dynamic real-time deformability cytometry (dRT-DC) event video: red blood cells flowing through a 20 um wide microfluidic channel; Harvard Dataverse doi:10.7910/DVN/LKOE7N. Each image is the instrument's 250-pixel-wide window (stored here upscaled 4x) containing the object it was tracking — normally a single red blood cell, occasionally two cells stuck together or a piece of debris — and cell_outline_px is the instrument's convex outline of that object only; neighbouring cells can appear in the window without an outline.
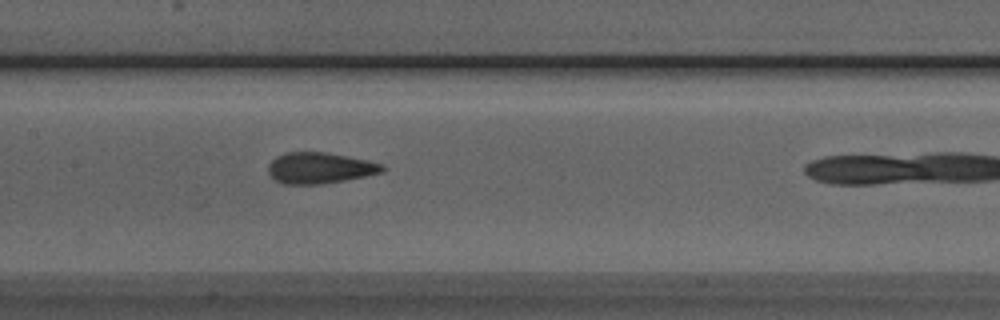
{"species": "Egyptian fruit bat (a non-hibernating species)", "species_latin": "Rousettus aegyptiacus", "temperature_condition": "room temperature", "stored_images_in_passage": 26, "camera_frame_rate_fps": 3000, "um_per_image_px": 0.085, "animal": {"sex": "male"}, "frame": {"image": 1, "passage_image": 13, "time_ms": 4.0, "image_size_px": [1000, 320], "cell_outline_px": [[388, 168], [384, 172], [344, 180], [320, 184], [284, 184], [276, 180], [268, 172], [268, 164], [276, 156], [284, 152], [328, 152], [368, 160], [384, 164]], "centroid_in_image_um": [27.21, 14.26], "position_along_channel_um": 180.2, "area_um2": 20.81}}
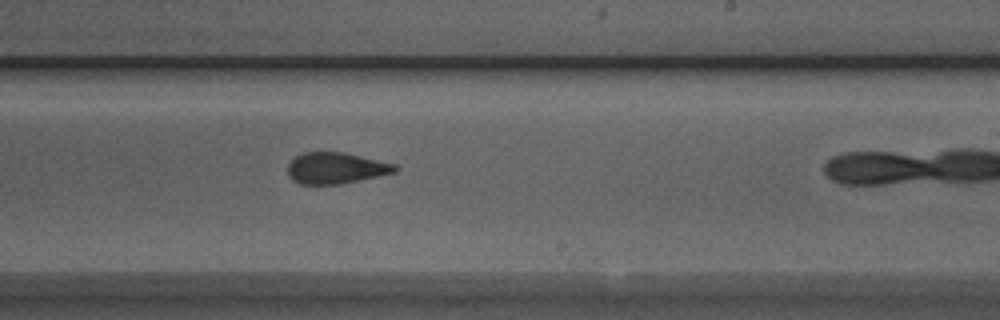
{"frame": {"image": 2, "passage_image": 19, "time_ms": 6.0, "image_size_px": [1000, 320], "cell_outline_px": [[400, 168], [396, 172], [340, 184], [300, 184], [292, 180], [288, 176], [288, 164], [296, 156], [304, 152], [344, 152], [396, 164]], "centroid_in_image_um": [28.55, 14.28], "position_along_channel_um": 260.4, "area_um2": 19.54}}
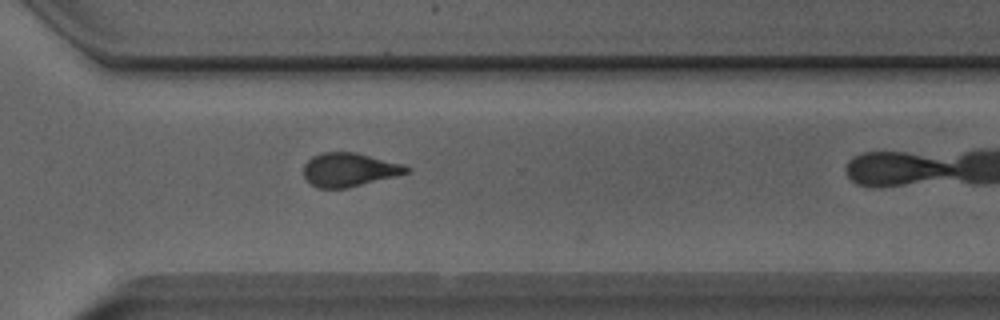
{"frame": {"image": 3, "passage_image": 25, "time_ms": 8.0, "image_size_px": [1000, 320], "cell_outline_px": [[412, 168], [408, 172], [396, 176], [348, 188], [316, 188], [304, 176], [304, 164], [312, 156], [324, 152], [356, 152], [400, 164]], "centroid_in_image_um": [29.66, 14.43], "position_along_channel_um": 340.9, "area_um2": 20.0}}